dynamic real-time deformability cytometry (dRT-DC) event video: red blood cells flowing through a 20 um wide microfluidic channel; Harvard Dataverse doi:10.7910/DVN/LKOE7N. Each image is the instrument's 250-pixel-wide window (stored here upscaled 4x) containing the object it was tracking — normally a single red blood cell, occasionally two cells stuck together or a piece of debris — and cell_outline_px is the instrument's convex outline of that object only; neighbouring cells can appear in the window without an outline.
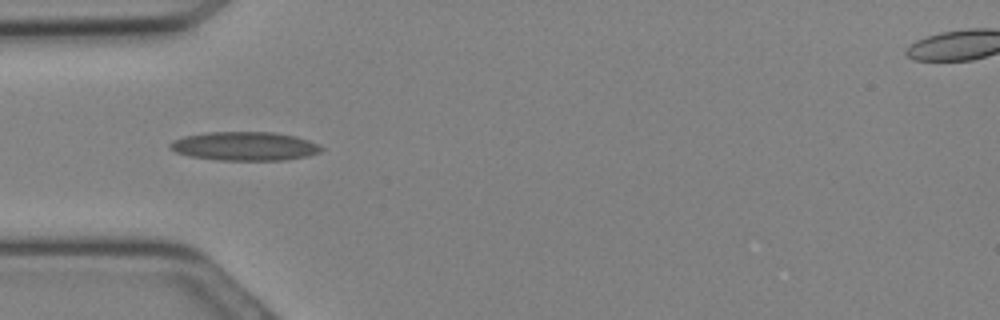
{"species": "Egyptian fruit bat (a non-hibernating species)", "species_latin": "Rousettus aegyptiacus", "temperature_condition": "cold", "stored_images_in_passage": 16, "camera_frame_rate_fps": 3000, "um_per_image_px": 0.085, "animal": {"sex": "female"}, "frame": {"image": 1, "passage_image": 7, "time_ms": 2.0, "image_size_px": [1000, 320], "cell_outline_px": [[324, 148], [320, 152], [308, 156], [284, 160], [220, 160], [192, 156], [176, 152], [168, 144], [172, 140], [184, 136], [208, 132], [272, 132], [296, 136], [308, 140]], "centroid_in_image_um": [20.81, 12.42], "position_along_channel_um": 64.2, "area_um2": 25.2}}
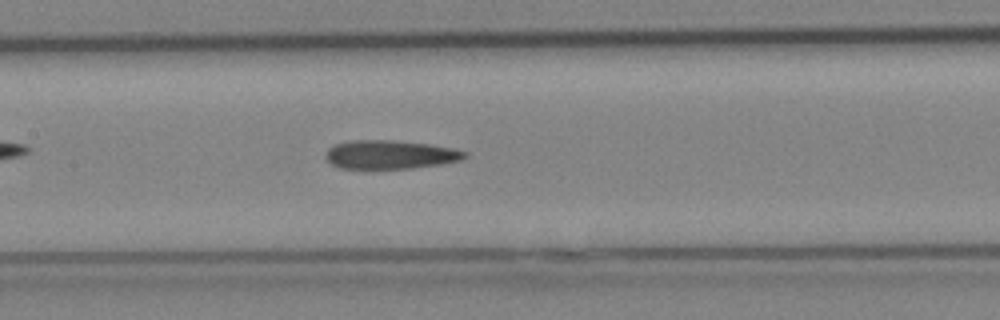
{"frame": {"image": 2, "passage_image": 12, "time_ms": 3.667, "image_size_px": [1000, 320], "cell_outline_px": [[468, 156], [460, 160], [440, 164], [412, 168], [340, 168], [332, 164], [324, 156], [328, 148], [336, 144], [352, 140], [392, 140], [428, 144], [456, 148], [468, 152]], "centroid_in_image_um": [33.19, 13.13], "position_along_channel_um": 174.2, "area_um2": 23.18}}
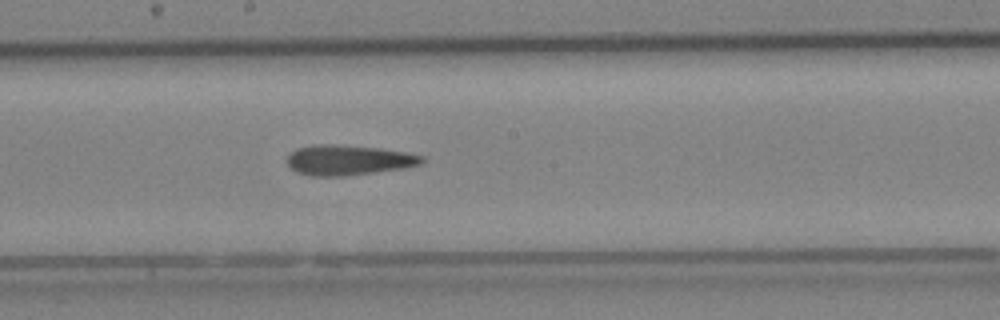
{"frame": {"image": 3, "passage_image": 14, "time_ms": 4.333, "image_size_px": [1000, 320], "cell_outline_px": [[428, 160], [420, 164], [404, 168], [376, 172], [344, 176], [308, 176], [296, 172], [288, 164], [288, 156], [296, 148], [316, 144], [332, 144], [380, 148], [408, 152], [424, 156]], "centroid_in_image_um": [29.65, 13.61], "position_along_channel_um": 218.5, "area_um2": 23.87}}